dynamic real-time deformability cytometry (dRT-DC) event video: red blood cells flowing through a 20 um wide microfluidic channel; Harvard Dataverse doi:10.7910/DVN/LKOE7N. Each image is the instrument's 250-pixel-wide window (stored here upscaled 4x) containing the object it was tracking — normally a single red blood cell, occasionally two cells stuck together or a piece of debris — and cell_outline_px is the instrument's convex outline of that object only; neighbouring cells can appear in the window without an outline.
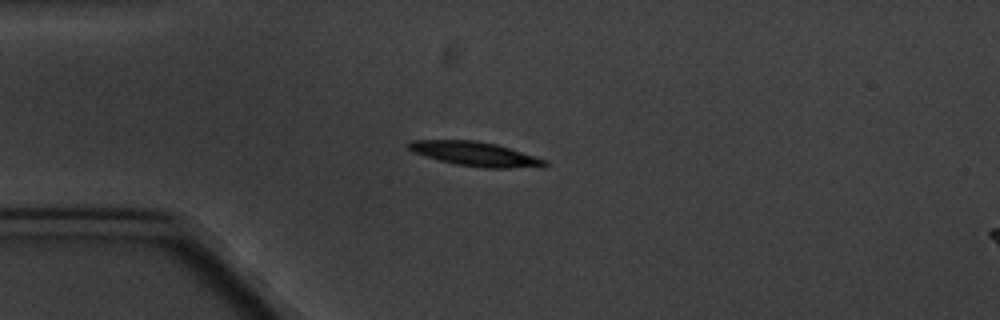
{"species": "common noctule bat (a hibernating species)", "species_latin": "Nyctalus noctula", "temperature_condition": "cold", "stored_images_in_passage": 7, "camera_frame_rate_fps": 3000, "um_per_image_px": 0.085, "animal": {"sex": "male", "body_mass_g": 20.1, "forearm_length_mm": 53.5}, "frame": {"image": 1, "passage_image": 4, "time_ms": 3.667, "image_size_px": [1000, 320], "cell_outline_px": [[548, 164], [544, 168], [484, 168], [456, 164], [424, 156], [412, 152], [404, 144], [412, 140], [472, 140], [496, 144], [548, 160]], "centroid_in_image_um": [40.42, 13.1], "position_along_channel_um": 44.6, "area_um2": 19.48}}